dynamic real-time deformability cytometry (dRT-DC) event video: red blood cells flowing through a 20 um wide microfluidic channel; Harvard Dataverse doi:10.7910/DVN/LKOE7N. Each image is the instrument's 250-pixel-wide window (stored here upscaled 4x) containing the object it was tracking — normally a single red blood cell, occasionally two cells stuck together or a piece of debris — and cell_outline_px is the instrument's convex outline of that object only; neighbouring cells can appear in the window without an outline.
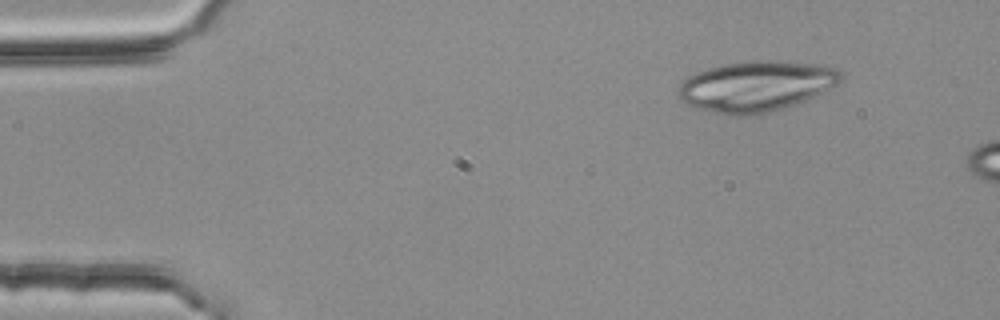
{"species": "common noctule bat (a hibernating species)", "species_latin": "Nyctalus noctula", "temperature_condition": "room temperature", "stored_images_in_passage": 4, "camera_frame_rate_fps": 3000, "um_per_image_px": 0.085, "animal": {"sex": "female", "body_mass_g": 25.1}, "frame": {"image": 1, "passage_image": 1, "time_ms": 0.0, "image_size_px": [1000, 320], "cell_outline_px": [[844, 80], [804, 100], [784, 108], [756, 116], [732, 116], [712, 112], [696, 108], [684, 104], [680, 100], [676, 92], [680, 84], [688, 76], [708, 68], [724, 64], [756, 60], [776, 60], [824, 64], [836, 68], [844, 76]], "centroid_in_image_um": [64.25, 7.33], "position_along_channel_um": 20.8, "area_um2": 48.32}}